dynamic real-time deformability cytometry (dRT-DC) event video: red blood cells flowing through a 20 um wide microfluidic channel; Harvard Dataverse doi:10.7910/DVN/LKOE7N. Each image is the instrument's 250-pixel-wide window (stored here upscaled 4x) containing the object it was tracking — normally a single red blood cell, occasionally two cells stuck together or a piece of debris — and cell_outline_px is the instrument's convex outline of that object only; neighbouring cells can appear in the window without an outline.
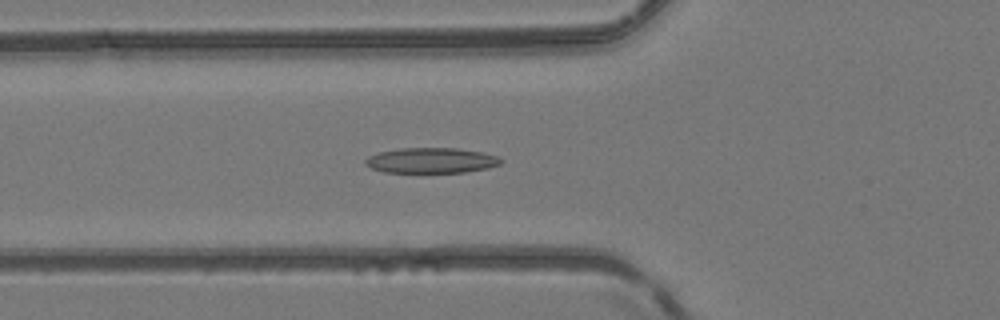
{"species": "common noctule bat (a hibernating species)", "species_latin": "Nyctalus noctula", "temperature_condition": "room temperature", "stored_images_in_passage": 49, "camera_frame_rate_fps": 3000, "um_per_image_px": 0.085, "animal": {"sex": "female", "body_mass_g": 24.6, "forearm_length_mm": 56.2}, "frame": {"image": 1, "passage_image": 17, "time_ms": 5.333, "image_size_px": [1000, 320], "cell_outline_px": [[504, 160], [500, 164], [488, 168], [464, 172], [384, 172], [372, 168], [364, 164], [364, 160], [368, 156], [380, 152], [400, 148], [456, 148], [484, 152], [500, 156]], "centroid_in_image_um": [36.69, 13.63], "position_along_channel_um": 89.1, "area_um2": 20.11}}
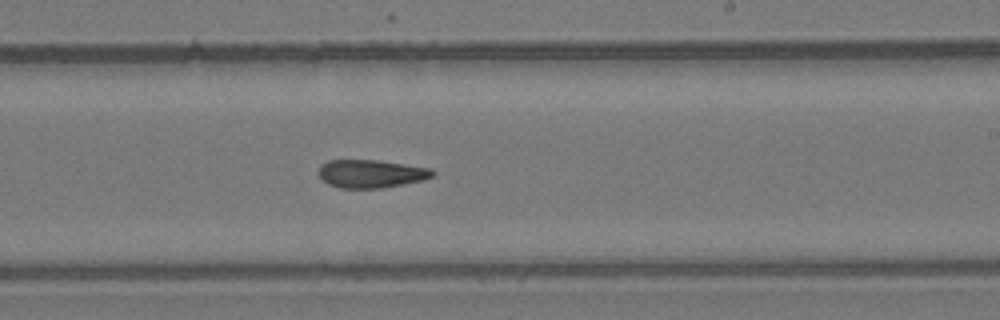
{"frame": {"image": 2, "passage_image": 29, "time_ms": 9.333, "image_size_px": [1000, 320], "cell_outline_px": [[436, 172], [432, 176], [424, 180], [404, 184], [380, 188], [340, 188], [328, 184], [320, 176], [320, 164], [328, 160], [380, 160], [432, 168]], "centroid_in_image_um": [31.58, 14.76], "position_along_channel_um": 257.4, "area_um2": 18.73}}
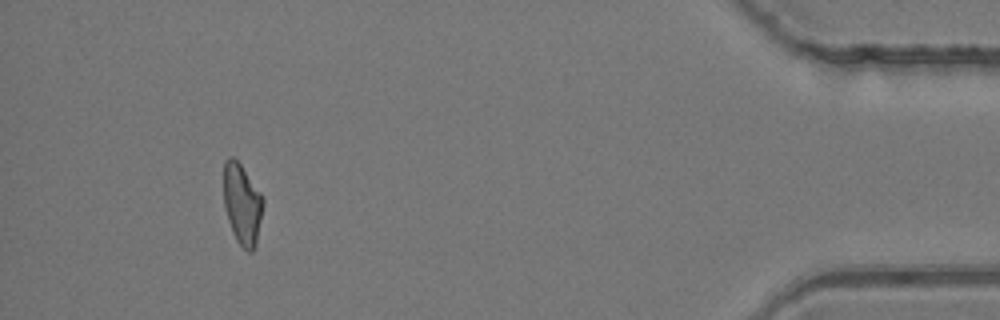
{"frame": {"image": 3, "passage_image": 45, "time_ms": 14.667, "image_size_px": [1000, 320], "cell_outline_px": [[264, 204], [256, 244], [252, 252], [248, 252], [236, 240], [232, 232], [224, 208], [224, 160], [228, 156], [232, 156], [240, 164], [264, 196]], "centroid_in_image_um": [20.59, 17.34], "position_along_channel_um": 414.6, "area_um2": 18.73}}